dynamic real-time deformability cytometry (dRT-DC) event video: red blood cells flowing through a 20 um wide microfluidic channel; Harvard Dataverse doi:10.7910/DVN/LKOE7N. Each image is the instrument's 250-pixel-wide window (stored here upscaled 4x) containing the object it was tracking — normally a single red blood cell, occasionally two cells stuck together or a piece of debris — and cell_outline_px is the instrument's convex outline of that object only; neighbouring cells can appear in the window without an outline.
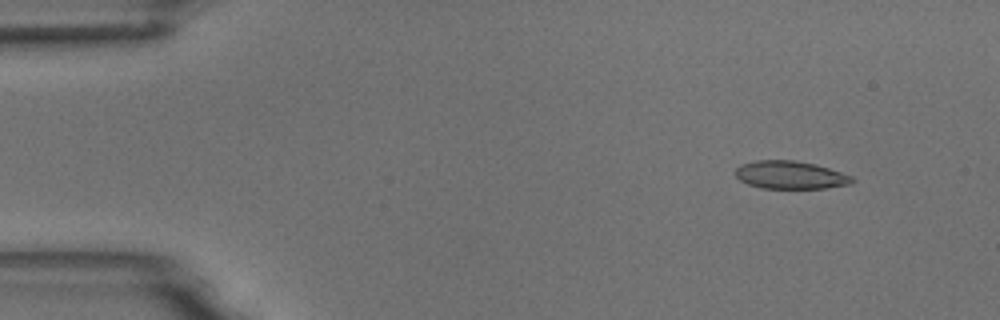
{"species": "common noctule bat (a hibernating species)", "species_latin": "Nyctalus noctula", "temperature_condition": "room temperature", "stored_images_in_passage": 5, "camera_frame_rate_fps": 3000, "um_per_image_px": 0.085, "animal": {"sex": "male", "body_mass_g": 18.8}, "frame": {"image": 1, "passage_image": 2, "time_ms": 1.333, "image_size_px": [1000, 320], "cell_outline_px": [[856, 180], [852, 184], [824, 188], [760, 188], [748, 184], [740, 180], [736, 176], [736, 168], [740, 164], [756, 160], [796, 160], [816, 164], [852, 176]], "centroid_in_image_um": [67.18, 14.87], "position_along_channel_um": 17.8, "area_um2": 19.07}}
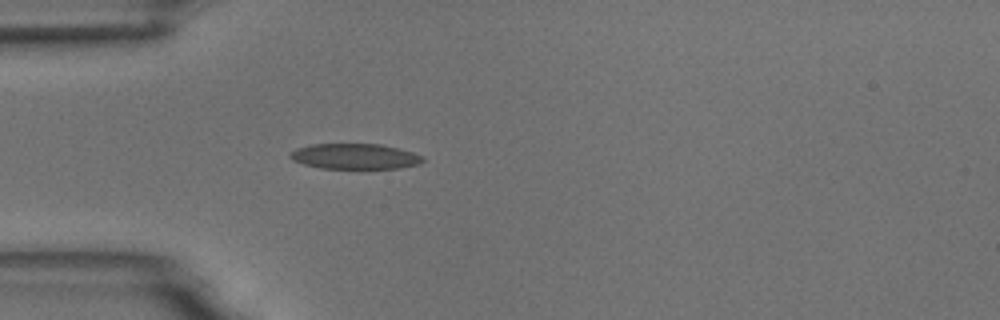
{"frame": {"image": 2, "passage_image": 5, "time_ms": 4.667, "image_size_px": [1000, 320], "cell_outline_px": [[424, 160], [420, 164], [400, 168], [320, 168], [304, 164], [292, 160], [288, 156], [296, 148], [312, 144], [380, 144], [412, 152], [420, 156]], "centroid_in_image_um": [30.14, 13.29], "position_along_channel_um": 54.9, "area_um2": 19.48}}